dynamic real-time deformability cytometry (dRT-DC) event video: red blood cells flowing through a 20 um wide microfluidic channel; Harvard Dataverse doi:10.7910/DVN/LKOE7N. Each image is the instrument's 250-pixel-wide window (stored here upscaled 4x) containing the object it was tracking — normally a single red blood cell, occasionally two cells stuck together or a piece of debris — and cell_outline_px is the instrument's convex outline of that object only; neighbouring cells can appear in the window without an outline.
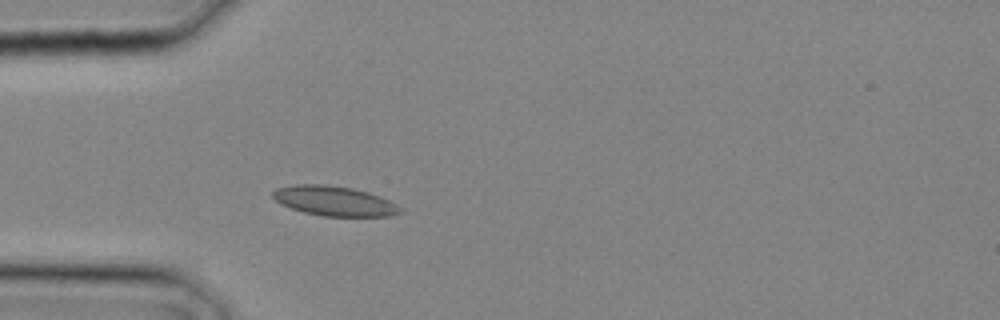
{"species": "common noctule bat (a hibernating species)", "species_latin": "Nyctalus noctula", "temperature_condition": "cold", "stored_images_in_passage": 12, "camera_frame_rate_fps": 3000, "um_per_image_px": 0.085, "animal": {"sex": "male", "body_mass_g": 20.4}, "frame": {"image": 1, "passage_image": 1, "time_ms": 0.0, "image_size_px": [1000, 320], "cell_outline_px": [[404, 212], [388, 216], [324, 216], [304, 212], [280, 204], [272, 196], [272, 192], [276, 188], [296, 184], [328, 184], [352, 188], [368, 192], [380, 196], [396, 204]], "centroid_in_image_um": [28.41, 17.07], "position_along_channel_um": 56.6, "area_um2": 22.08}}
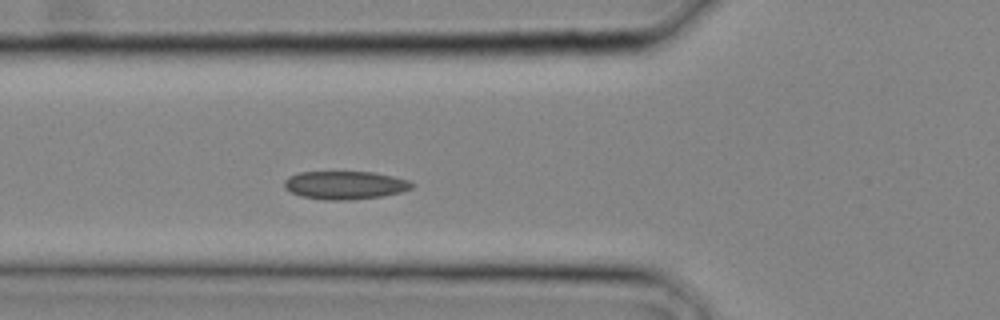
{"frame": {"image": 2, "passage_image": 3, "time_ms": 0.667, "image_size_px": [1000, 320], "cell_outline_px": [[416, 184], [412, 188], [400, 192], [380, 196], [348, 200], [324, 200], [300, 196], [284, 188], [284, 180], [288, 176], [300, 172], [372, 172], [392, 176], [408, 180]], "centroid_in_image_um": [29.3, 15.73], "position_along_channel_um": 96.5, "area_um2": 20.92}}
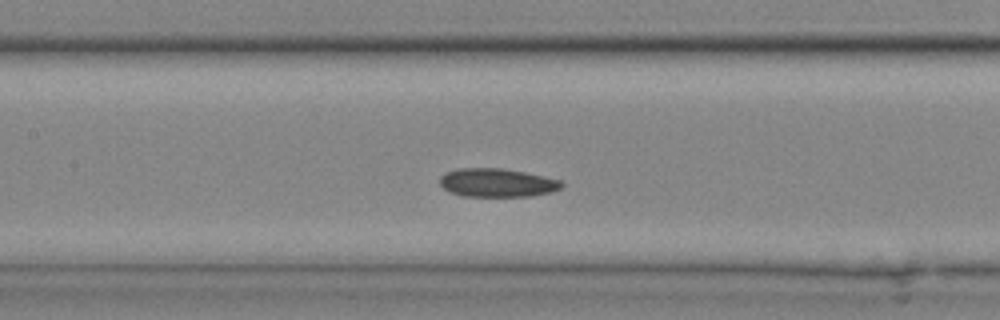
{"frame": {"image": 3, "passage_image": 6, "time_ms": 1.667, "image_size_px": [1000, 320], "cell_outline_px": [[564, 184], [560, 188], [552, 192], [532, 196], [460, 196], [448, 192], [440, 184], [440, 176], [444, 172], [460, 168], [500, 168], [524, 172], [564, 180]], "centroid_in_image_um": [42.25, 15.53], "position_along_channel_um": 165.1, "area_um2": 20.46}}